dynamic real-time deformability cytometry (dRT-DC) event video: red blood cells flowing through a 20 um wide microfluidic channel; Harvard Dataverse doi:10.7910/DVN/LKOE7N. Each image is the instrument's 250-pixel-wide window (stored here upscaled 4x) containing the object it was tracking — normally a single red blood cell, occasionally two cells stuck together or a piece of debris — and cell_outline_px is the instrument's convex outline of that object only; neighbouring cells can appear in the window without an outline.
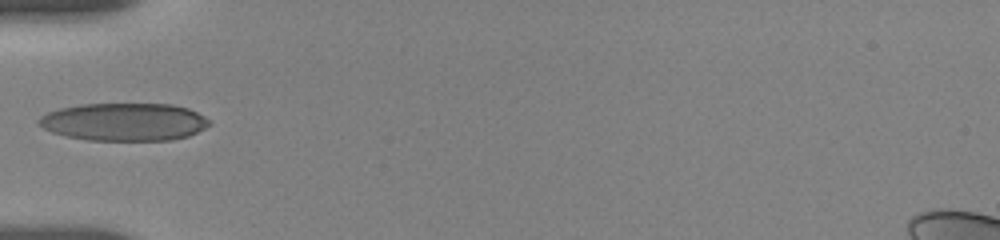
{"species": "human", "species_latin": "Homo sapiens", "temperature_condition": "room temperature", "stored_images_in_passage": 2, "camera_frame_rate_fps": 3000, "um_per_image_px": 0.085, "donor": {"sex": "female"}, "frame": {"image": 1, "passage_image": 1, "time_ms": 0.0, "image_size_px": [1000, 240], "cell_outline_px": [[212, 124], [188, 136], [172, 140], [88, 140], [68, 136], [52, 132], [36, 124], [36, 120], [40, 116], [48, 112], [60, 108], [80, 104], [172, 104], [188, 108], [204, 116]], "centroid_in_image_um": [10.53, 10.35], "position_along_channel_um": 74.5, "area_um2": 37.57}}